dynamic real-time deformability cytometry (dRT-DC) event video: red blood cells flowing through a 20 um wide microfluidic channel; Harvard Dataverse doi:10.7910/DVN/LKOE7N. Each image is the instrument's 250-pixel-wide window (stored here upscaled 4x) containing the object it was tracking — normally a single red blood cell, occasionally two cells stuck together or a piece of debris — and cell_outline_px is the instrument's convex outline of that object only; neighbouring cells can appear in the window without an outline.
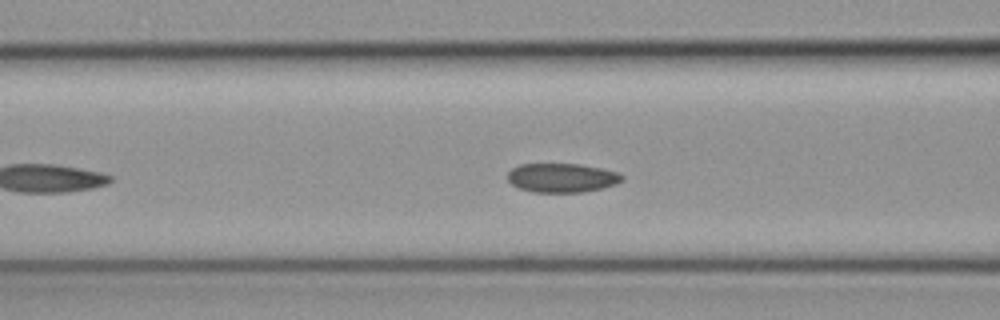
{"species": "common noctule bat (a hibernating species)", "species_latin": "Nyctalus noctula", "temperature_condition": "cold", "stored_images_in_passage": 35, "camera_frame_rate_fps": 3000, "um_per_image_px": 0.085, "animal": {"sex": "female", "body_mass_g": 19.3, "forearm_length_mm": 54.1}, "frame": {"image": 1, "passage_image": 11, "time_ms": 3.333, "image_size_px": [1000, 320], "cell_outline_px": [[624, 180], [616, 184], [604, 188], [584, 192], [532, 192], [520, 188], [512, 184], [508, 180], [508, 172], [512, 168], [520, 164], [580, 164], [600, 168], [616, 172], [624, 176]], "centroid_in_image_um": [47.78, 15.12], "position_along_channel_um": 118.8, "area_um2": 19.42}}
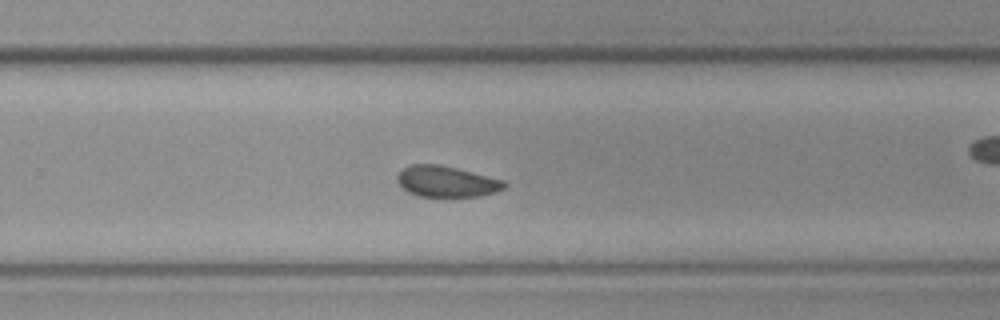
{"frame": {"image": 2, "passage_image": 25, "time_ms": 8.0, "image_size_px": [1000, 320], "cell_outline_px": [[508, 184], [504, 188], [496, 192], [480, 196], [420, 196], [408, 192], [396, 180], [396, 176], [404, 168], [412, 164], [436, 164], [456, 168], [504, 180]], "centroid_in_image_um": [37.97, 15.43], "position_along_channel_um": 291.8, "area_um2": 19.13}, "authors_computed_cell_mechanics": {"area_um2": 19.652, "velocity_mm_per_s": 3.7075, "shape_relaxation_time_tau1_ms": 8.575, "shape_relaxation_time_tau2_ms": 9.0253, "deformation_change_tau1": 0.0892, "deformation_change_tau2": 0.102}}